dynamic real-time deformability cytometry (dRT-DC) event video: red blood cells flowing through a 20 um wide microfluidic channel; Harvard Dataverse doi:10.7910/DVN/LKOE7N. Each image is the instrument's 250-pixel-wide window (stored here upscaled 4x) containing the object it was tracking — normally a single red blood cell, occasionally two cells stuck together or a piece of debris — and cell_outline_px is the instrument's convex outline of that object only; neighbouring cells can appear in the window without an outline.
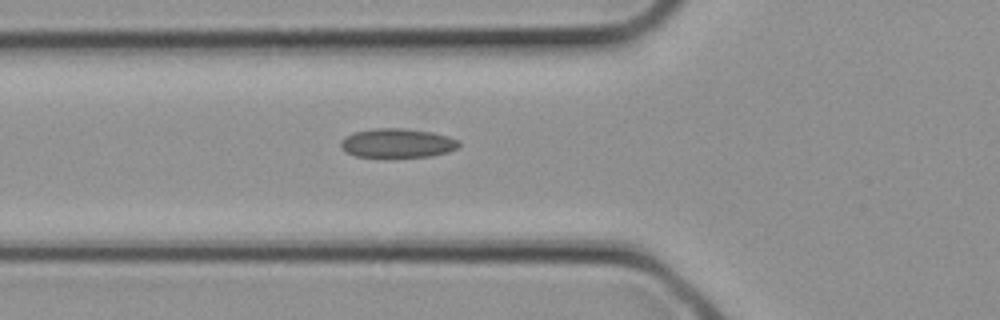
{"species": "common noctule bat (a hibernating species)", "species_latin": "Nyctalus noctula", "temperature_condition": "cold", "stored_images_in_passage": 5, "camera_frame_rate_fps": 3000, "um_per_image_px": 0.085, "animal": {"sex": "female", "body_mass_g": 21.9}, "frame": {"image": 1, "passage_image": 4, "time_ms": 1.0, "image_size_px": [1000, 320], "cell_outline_px": [[460, 148], [448, 152], [432, 156], [384, 160], [356, 156], [348, 152], [340, 144], [340, 140], [344, 136], [352, 132], [372, 128], [400, 128], [432, 132], [448, 136], [460, 140]], "centroid_in_image_um": [33.78, 12.2], "position_along_channel_um": 92.0, "area_um2": 21.1}}